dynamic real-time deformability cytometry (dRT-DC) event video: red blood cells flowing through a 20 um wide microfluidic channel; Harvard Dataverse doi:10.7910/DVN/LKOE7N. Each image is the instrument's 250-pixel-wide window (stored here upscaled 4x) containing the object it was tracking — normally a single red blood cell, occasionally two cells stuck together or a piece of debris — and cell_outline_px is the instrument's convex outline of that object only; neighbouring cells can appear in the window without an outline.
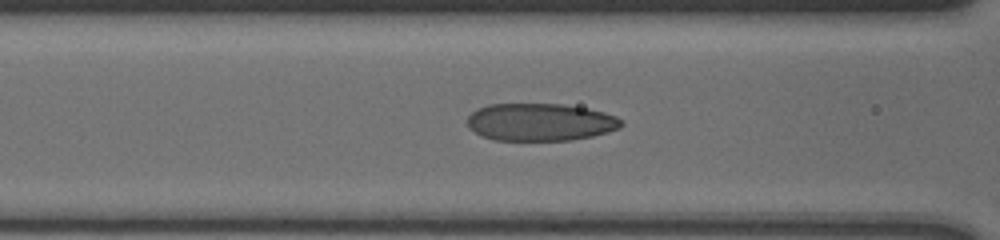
{"species": "human", "species_latin": "Homo sapiens", "temperature_condition": "cold", "stored_images_in_passage": 52, "camera_frame_rate_fps": 3000, "um_per_image_px": 0.085, "donor": {"sex": "male"}, "frame": {"image": 1, "passage_image": 26, "time_ms": 8.333, "image_size_px": [1000, 240], "cell_outline_px": [[624, 124], [620, 128], [608, 132], [592, 136], [572, 140], [492, 140], [468, 128], [468, 116], [476, 108], [488, 104], [564, 104], [604, 112], [616, 116]], "centroid_in_image_um": [45.91, 10.37], "position_along_channel_um": 120.7, "area_um2": 33.7}}
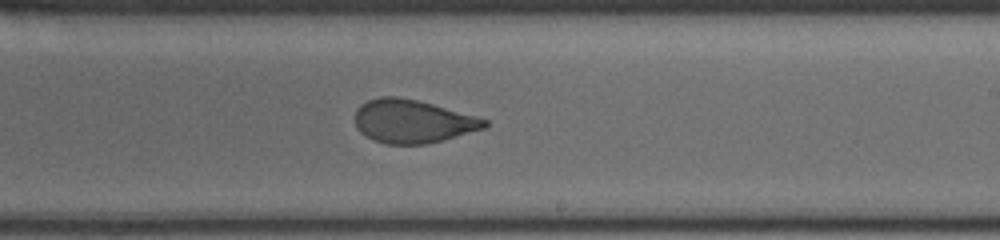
{"frame": {"image": 2, "passage_image": 37, "time_ms": 12.0, "image_size_px": [1000, 240], "cell_outline_px": [[488, 124], [484, 128], [444, 140], [428, 144], [384, 144], [372, 140], [360, 132], [356, 128], [356, 108], [360, 104], [368, 100], [380, 96], [396, 96], [416, 100], [432, 104], [476, 116], [488, 120]], "centroid_in_image_um": [35.04, 10.32], "position_along_channel_um": 254.0, "area_um2": 32.71}}
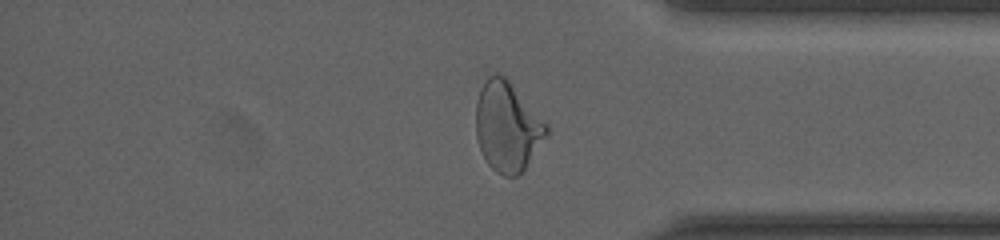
{"frame": {"image": 3, "passage_image": 49, "time_ms": 16.0, "image_size_px": [1000, 240], "cell_outline_px": [[548, 132], [524, 172], [516, 176], [504, 176], [496, 172], [488, 164], [480, 148], [476, 136], [476, 100], [480, 88], [488, 76], [496, 72], [504, 76], [508, 80], [548, 124]], "centroid_in_image_um": [43.12, 10.77], "position_along_channel_um": 392.1, "area_um2": 36.82}}